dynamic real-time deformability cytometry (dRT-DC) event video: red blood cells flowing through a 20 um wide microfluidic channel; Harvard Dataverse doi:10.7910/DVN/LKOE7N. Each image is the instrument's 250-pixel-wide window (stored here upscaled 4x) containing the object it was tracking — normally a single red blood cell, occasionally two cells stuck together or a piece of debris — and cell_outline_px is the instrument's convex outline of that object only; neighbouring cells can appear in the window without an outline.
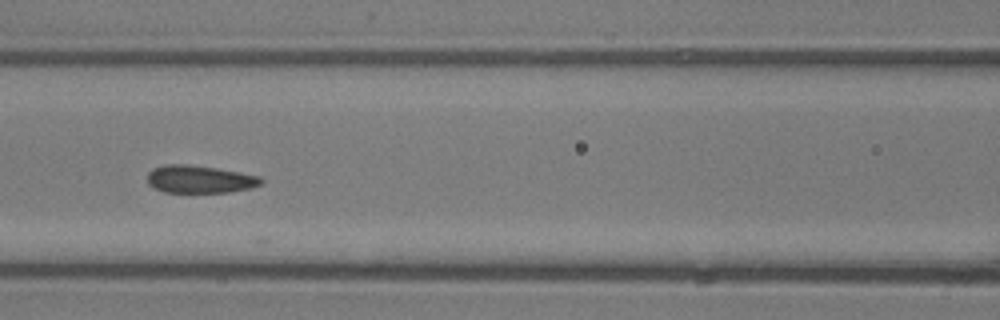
{"species": "common noctule bat (a hibernating species)", "species_latin": "Nyctalus noctula", "temperature_condition": "room temperature", "stored_images_in_passage": 16, "camera_frame_rate_fps": 3000, "um_per_image_px": 0.085, "animal": {"sex": "male", "body_mass_g": 13.3}, "frame": {"image": 1, "passage_image": 9, "time_ms": 2.667, "image_size_px": [1000, 320], "cell_outline_px": [[264, 180], [260, 184], [252, 188], [228, 192], [164, 192], [152, 188], [148, 184], [148, 172], [152, 168], [164, 164], [184, 164], [216, 168], [240, 172], [260, 176]], "centroid_in_image_um": [16.95, 15.23], "position_along_channel_um": 149.6, "area_um2": 18.44}}